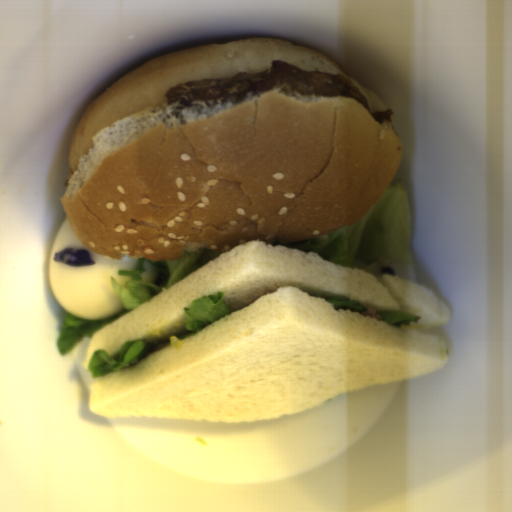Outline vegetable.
<instances>
[{
  "label": "vegetable",
  "instance_id": "vegetable-1",
  "mask_svg": "<svg viewBox=\"0 0 512 512\" xmlns=\"http://www.w3.org/2000/svg\"><path fill=\"white\" fill-rule=\"evenodd\" d=\"M284 247L314 252L325 261L371 273L398 276L414 265L408 190L395 182L354 224Z\"/></svg>",
  "mask_w": 512,
  "mask_h": 512
},
{
  "label": "vegetable",
  "instance_id": "vegetable-2",
  "mask_svg": "<svg viewBox=\"0 0 512 512\" xmlns=\"http://www.w3.org/2000/svg\"><path fill=\"white\" fill-rule=\"evenodd\" d=\"M220 250L201 249L184 252L177 260H152L139 257L134 270H119L118 276L130 277L119 284L111 276V286L123 308L115 316L103 320H83L65 312L57 341L60 355L68 354L84 338L93 339L96 332L123 317L165 289L202 268L221 255Z\"/></svg>",
  "mask_w": 512,
  "mask_h": 512
}]
</instances>
